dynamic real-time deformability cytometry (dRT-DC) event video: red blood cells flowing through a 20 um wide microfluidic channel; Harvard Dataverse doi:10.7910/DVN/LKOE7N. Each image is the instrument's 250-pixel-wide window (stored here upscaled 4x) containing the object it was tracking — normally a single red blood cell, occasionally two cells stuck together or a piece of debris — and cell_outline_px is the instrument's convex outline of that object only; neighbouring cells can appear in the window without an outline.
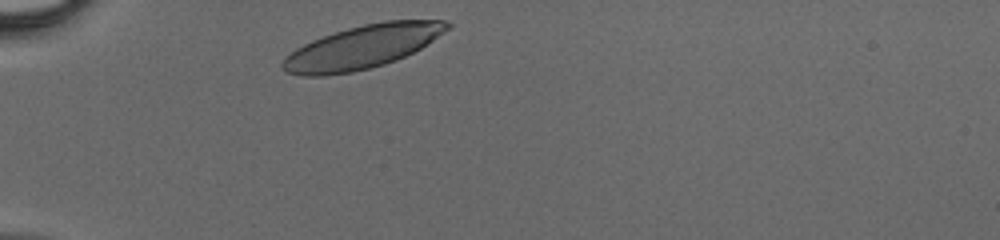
{"species": "human", "species_latin": "Homo sapiens", "temperature_condition": "cold", "stored_images_in_passage": 27, "camera_frame_rate_fps": 3000, "um_per_image_px": 0.085, "donor": {"sex": "male"}, "frame": {"image": 1, "passage_image": 1, "time_ms": 0.0, "image_size_px": [1000, 240], "cell_outline_px": [[452, 24], [444, 32], [420, 48], [396, 60], [384, 64], [352, 72], [324, 76], [304, 76], [284, 72], [280, 68], [280, 64], [284, 56], [296, 48], [312, 40], [348, 28], [364, 24], [384, 20], [444, 20]], "centroid_in_image_um": [30.73, 4.0], "position_along_channel_um": 54.3, "area_um2": 41.38}}
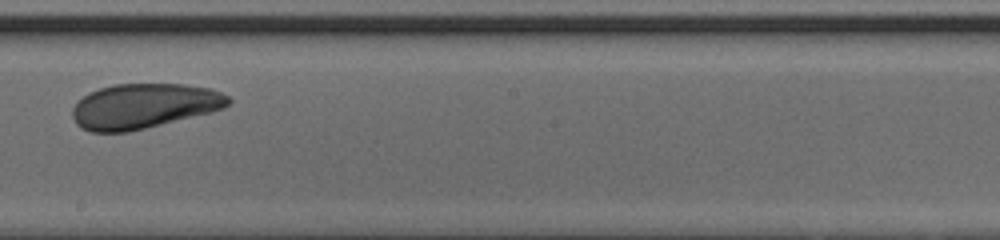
{"frame": {"image": 2, "passage_image": 15, "time_ms": 4.667, "image_size_px": [1000, 240], "cell_outline_px": [[232, 100], [224, 108], [212, 112], [128, 132], [92, 132], [80, 128], [76, 124], [72, 116], [72, 108], [88, 92], [100, 88], [116, 84], [184, 84], [212, 88], [228, 96]], "centroid_in_image_um": [12.23, 9.01], "position_along_channel_um": 236.0, "area_um2": 40.86}}
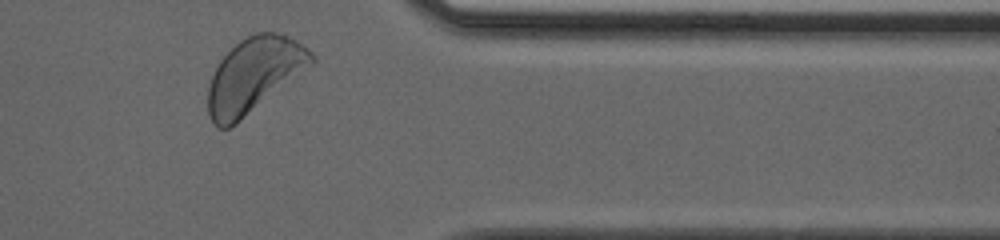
{"frame": {"image": 3, "passage_image": 26, "time_ms": 8.333, "image_size_px": [1000, 240], "cell_outline_px": [[316, 60], [236, 124], [228, 128], [216, 128], [208, 112], [208, 84], [220, 60], [240, 40], [256, 32], [276, 32], [288, 36], [296, 40], [308, 48], [316, 56]], "centroid_in_image_um": [21.58, 6.37], "position_along_channel_um": 389.8, "area_um2": 44.27}}